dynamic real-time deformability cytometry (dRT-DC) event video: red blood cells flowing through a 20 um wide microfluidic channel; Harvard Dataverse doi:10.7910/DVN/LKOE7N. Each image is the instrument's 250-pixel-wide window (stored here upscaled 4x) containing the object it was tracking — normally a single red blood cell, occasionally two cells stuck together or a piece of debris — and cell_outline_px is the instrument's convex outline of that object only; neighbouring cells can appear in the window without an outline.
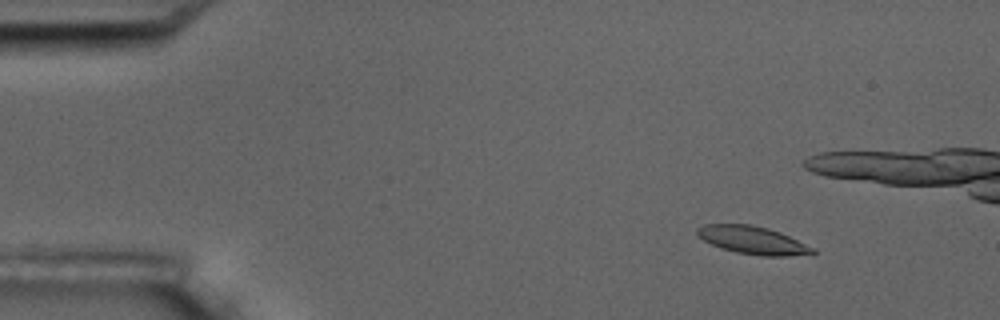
{"species": "common noctule bat (a hibernating species)", "species_latin": "Nyctalus noctula", "temperature_condition": "room temperature", "stored_images_in_passage": 5, "camera_frame_rate_fps": 3000, "um_per_image_px": 0.085, "animal": {"sex": "male", "body_mass_g": 17.5, "forearm_length_mm": 52.3}, "frame": {"image": 1, "passage_image": 2, "time_ms": 1.0, "image_size_px": [1000, 320], "cell_outline_px": [[816, 252], [788, 256], [760, 256], [736, 252], [720, 248], [704, 240], [696, 232], [696, 228], [704, 224], [752, 224], [768, 228], [780, 232], [816, 248]], "centroid_in_image_um": [63.98, 20.41], "position_along_channel_um": 21.0, "area_um2": 18.73}}